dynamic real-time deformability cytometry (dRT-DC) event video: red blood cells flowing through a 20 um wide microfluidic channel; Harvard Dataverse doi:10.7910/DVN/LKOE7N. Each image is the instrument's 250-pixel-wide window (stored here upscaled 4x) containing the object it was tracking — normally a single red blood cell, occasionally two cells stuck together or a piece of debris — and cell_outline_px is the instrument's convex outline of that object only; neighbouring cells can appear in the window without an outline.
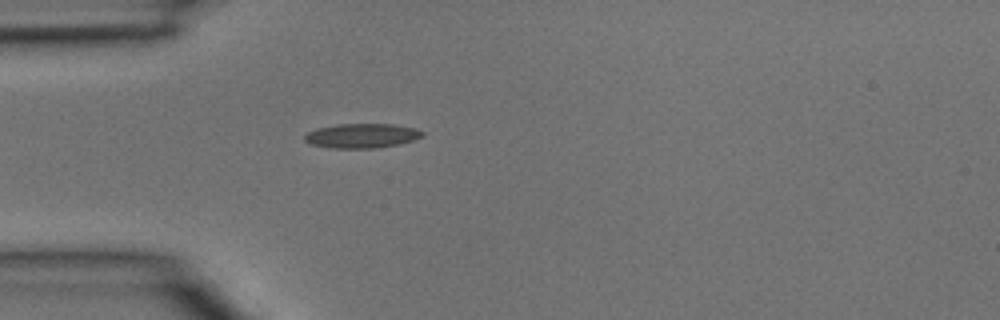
{"species": "common noctule bat (a hibernating species)", "species_latin": "Nyctalus noctula", "temperature_condition": "room temperature", "stored_images_in_passage": 4, "camera_frame_rate_fps": 3000, "um_per_image_px": 0.085, "animal": {"sex": "male", "body_mass_g": 15.6}, "frame": {"image": 1, "passage_image": 4, "time_ms": 1.0, "image_size_px": [1000, 320], "cell_outline_px": [[424, 136], [412, 140], [396, 144], [376, 148], [332, 148], [312, 144], [304, 140], [304, 136], [308, 132], [316, 128], [336, 124], [396, 124], [416, 128], [424, 132]], "centroid_in_image_um": [30.76, 11.52], "position_along_channel_um": 54.2, "area_um2": 16.76}}